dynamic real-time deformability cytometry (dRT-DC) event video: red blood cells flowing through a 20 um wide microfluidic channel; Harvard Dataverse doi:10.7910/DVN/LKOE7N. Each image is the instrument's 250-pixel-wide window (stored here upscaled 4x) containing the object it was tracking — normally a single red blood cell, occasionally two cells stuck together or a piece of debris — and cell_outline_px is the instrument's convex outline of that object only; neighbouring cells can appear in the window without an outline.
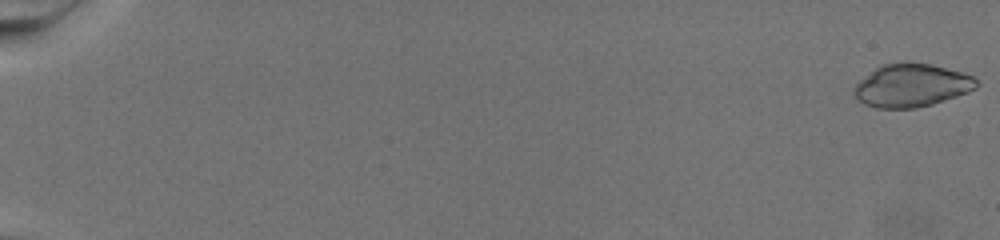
{"species": "common noctule bat (a hibernating species)", "species_latin": "Nyctalus noctula", "temperature_condition": "warm", "stored_images_in_passage": 76, "camera_frame_rate_fps": 3000, "um_per_image_px": 0.085, "animal": {"sex": "female", "body_mass_g": 19.5, "forearm_length_mm": 54.1}, "frame": {"image": 1, "passage_image": 1, "time_ms": 0.0, "image_size_px": [1000, 240], "cell_outline_px": [[980, 84], [976, 88], [968, 92], [932, 104], [916, 108], [876, 108], [864, 104], [852, 92], [852, 88], [860, 80], [876, 68], [884, 64], [928, 64], [960, 72], [972, 76], [980, 80]], "centroid_in_image_um": [77.49, 7.29], "position_along_channel_um": 7.5, "area_um2": 30.11}}
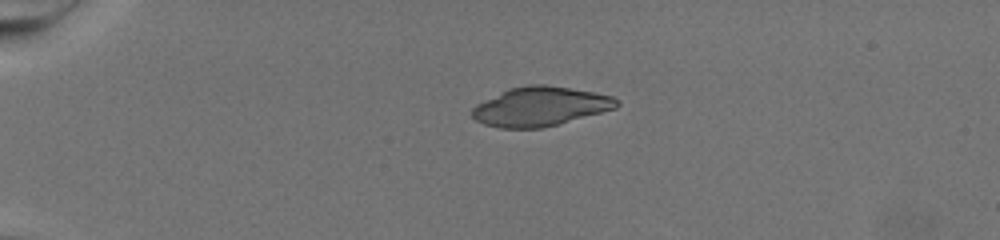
{"frame": {"image": 2, "passage_image": 21, "time_ms": 6.667, "image_size_px": [1000, 240], "cell_outline_px": [[620, 104], [616, 108], [556, 124], [540, 128], [500, 128], [484, 124], [476, 120], [472, 116], [472, 108], [476, 104], [508, 88], [528, 84], [544, 84], [592, 92], [612, 96], [620, 100]], "centroid_in_image_um": [45.9, 9.04], "position_along_channel_um": 39.1, "area_um2": 32.77}}